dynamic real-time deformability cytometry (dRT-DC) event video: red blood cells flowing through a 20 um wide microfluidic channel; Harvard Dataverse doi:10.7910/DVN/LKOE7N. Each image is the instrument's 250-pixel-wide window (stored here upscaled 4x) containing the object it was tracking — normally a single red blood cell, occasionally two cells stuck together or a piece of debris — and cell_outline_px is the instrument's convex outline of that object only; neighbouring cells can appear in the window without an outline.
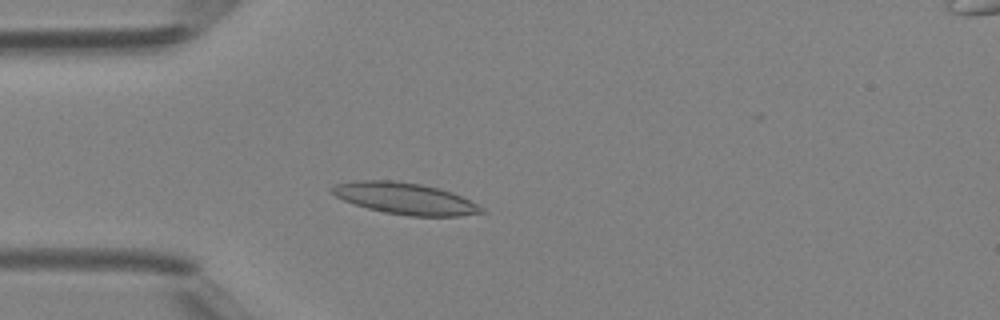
{"species": "Egyptian fruit bat (a non-hibernating species)", "species_latin": "Rousettus aegyptiacus", "temperature_condition": "room temperature", "stored_images_in_passage": 34, "camera_frame_rate_fps": 3000, "um_per_image_px": 0.085, "animal": {"sex": "female"}, "frame": {"image": 1, "passage_image": 3, "time_ms": 0.667, "image_size_px": [1000, 320], "cell_outline_px": [[488, 212], [460, 216], [408, 216], [384, 212], [368, 208], [344, 200], [328, 192], [328, 188], [332, 184], [352, 180], [392, 180], [420, 184], [440, 188], [452, 192], [484, 208]], "centroid_in_image_um": [34.38, 16.86], "position_along_channel_um": 50.6, "area_um2": 27.69}}
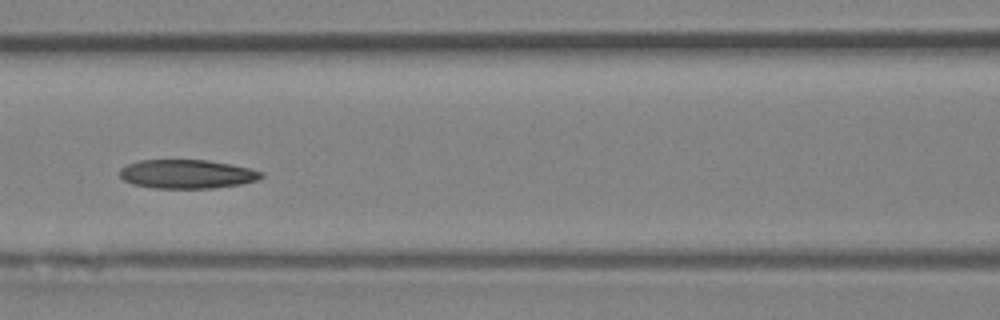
{"frame": {"image": 2, "passage_image": 10, "time_ms": 3.0, "image_size_px": [1000, 320], "cell_outline_px": [[264, 176], [256, 180], [240, 184], [212, 188], [152, 188], [132, 184], [124, 180], [120, 176], [120, 168], [128, 164], [140, 160], [208, 160], [232, 164], [264, 172]], "centroid_in_image_um": [15.88, 14.79], "position_along_channel_um": 150.7, "area_um2": 23.81}}
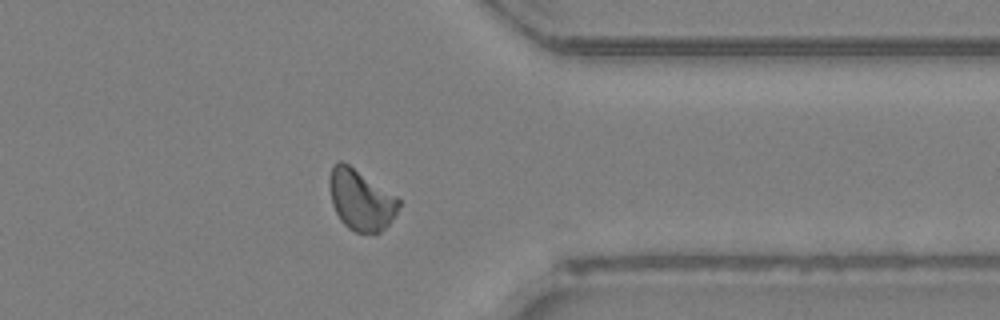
{"frame": {"image": 3, "passage_image": 25, "time_ms": 8.0, "image_size_px": [1000, 320], "cell_outline_px": [[400, 204], [396, 212], [388, 224], [376, 236], [356, 232], [348, 228], [340, 220], [332, 204], [328, 184], [328, 180], [332, 164], [340, 160], [348, 164], [396, 196], [400, 200]], "centroid_in_image_um": [30.64, 17.01], "position_along_channel_um": 380.8, "area_um2": 24.62}}